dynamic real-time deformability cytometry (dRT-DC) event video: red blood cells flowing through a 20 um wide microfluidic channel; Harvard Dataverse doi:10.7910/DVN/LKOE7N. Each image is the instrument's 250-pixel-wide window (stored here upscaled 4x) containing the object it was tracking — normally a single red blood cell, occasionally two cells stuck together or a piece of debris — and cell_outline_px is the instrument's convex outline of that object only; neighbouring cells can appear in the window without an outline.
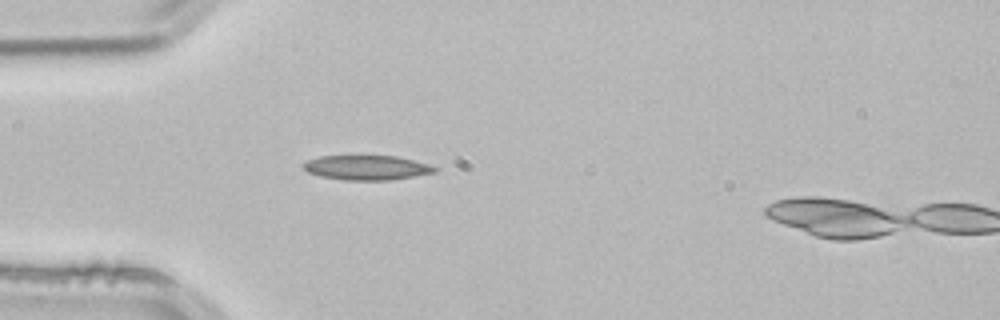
{"species": "common noctule bat (a hibernating species)", "species_latin": "Nyctalus noctula", "temperature_condition": "room temperature", "stored_images_in_passage": 3, "camera_frame_rate_fps": 3000, "um_per_image_px": 0.085, "animal": {"sex": "male", "body_mass_g": 21.5, "forearm_length_mm": 52.0}, "frame": {"image": 1, "passage_image": 2, "time_ms": 0.333, "image_size_px": [1000, 320], "cell_outline_px": [[440, 168], [436, 172], [392, 180], [344, 180], [320, 176], [308, 172], [300, 164], [308, 160], [320, 156], [352, 152], [356, 152], [396, 156], [432, 164]], "centroid_in_image_um": [31.17, 14.18], "position_along_channel_um": 53.8, "area_um2": 20.17}}